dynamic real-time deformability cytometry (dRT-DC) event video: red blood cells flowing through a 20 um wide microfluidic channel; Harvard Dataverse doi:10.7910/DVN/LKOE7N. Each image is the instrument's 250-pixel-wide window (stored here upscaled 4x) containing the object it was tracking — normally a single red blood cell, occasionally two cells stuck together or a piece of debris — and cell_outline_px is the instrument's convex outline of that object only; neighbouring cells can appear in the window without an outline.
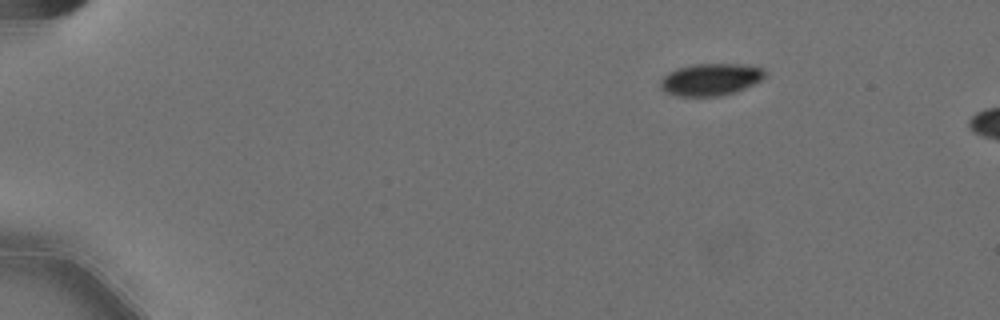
{"species": "Egyptian fruit bat (a non-hibernating species)", "species_latin": "Rousettus aegyptiacus", "temperature_condition": "cold", "stored_images_in_passage": 6, "camera_frame_rate_fps": 3000, "um_per_image_px": 0.085, "animal": {"sex": "female"}, "frame": {"image": 1, "passage_image": 1, "time_ms": 0.0, "image_size_px": [1000, 320], "cell_outline_px": [[768, 72], [760, 80], [736, 92], [720, 96], [676, 96], [664, 92], [660, 88], [660, 80], [668, 72], [676, 68], [692, 64], [748, 64], [764, 68]], "centroid_in_image_um": [60.39, 6.75], "position_along_channel_um": 24.6, "area_um2": 19.83}}